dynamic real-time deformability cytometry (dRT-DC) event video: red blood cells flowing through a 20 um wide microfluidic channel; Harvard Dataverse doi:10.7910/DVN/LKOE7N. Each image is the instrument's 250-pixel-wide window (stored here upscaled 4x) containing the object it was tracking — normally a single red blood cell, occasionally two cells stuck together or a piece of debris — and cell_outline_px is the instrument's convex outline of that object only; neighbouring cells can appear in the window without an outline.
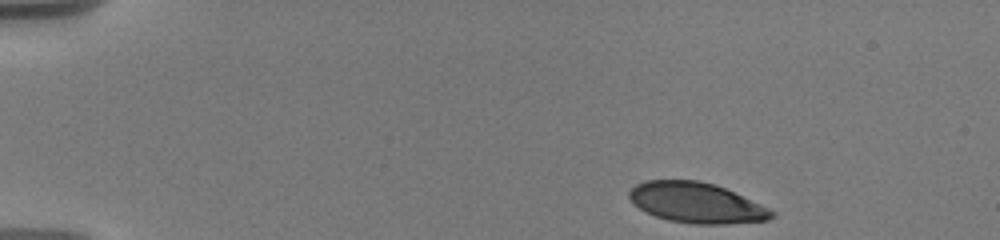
{"species": "human", "species_latin": "Homo sapiens", "temperature_condition": "warm", "stored_images_in_passage": 24, "camera_frame_rate_fps": 3000, "um_per_image_px": 0.085, "donor": {"sex": "male"}, "frame": {"image": 1, "passage_image": 1, "time_ms": 0.0, "image_size_px": [1000, 240], "cell_outline_px": [[776, 216], [768, 220], [724, 224], [696, 224], [668, 220], [656, 216], [640, 208], [628, 196], [628, 192], [636, 184], [644, 180], [700, 180], [716, 184], [768, 208], [776, 212]], "centroid_in_image_um": [59.21, 17.23], "position_along_channel_um": 25.8, "area_um2": 33.29}}
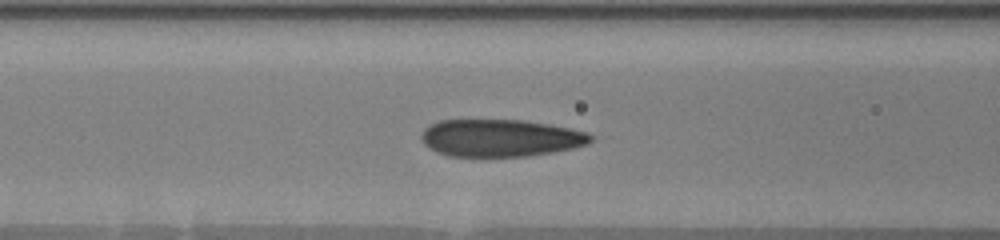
{"frame": {"image": 2, "passage_image": 16, "time_ms": 5.333, "image_size_px": [1000, 240], "cell_outline_px": [[592, 140], [588, 144], [572, 148], [552, 152], [528, 156], [448, 156], [436, 152], [428, 148], [424, 144], [420, 136], [424, 128], [428, 124], [440, 120], [520, 120], [548, 124], [588, 132], [592, 136]], "centroid_in_image_um": [42.49, 11.73], "position_along_channel_um": 124.1, "area_um2": 36.88}}
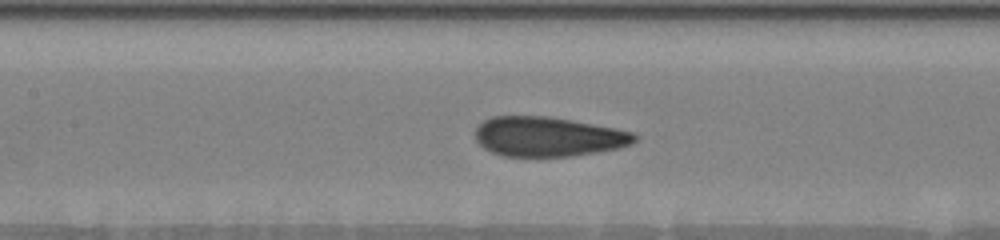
{"frame": {"image": 3, "passage_image": 20, "time_ms": 6.333, "image_size_px": [1000, 240], "cell_outline_px": [[640, 136], [632, 144], [620, 148], [572, 156], [504, 156], [492, 152], [484, 148], [476, 140], [476, 128], [484, 120], [492, 116], [548, 116], [572, 120], [632, 132]], "centroid_in_image_um": [46.59, 11.61], "position_along_channel_um": 160.8, "area_um2": 36.7}}